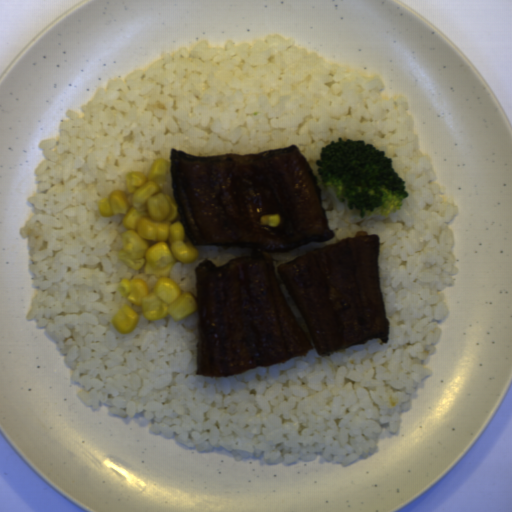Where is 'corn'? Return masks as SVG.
I'll return each instance as SVG.
<instances>
[{"label":"corn","instance_id":"obj_3","mask_svg":"<svg viewBox=\"0 0 512 512\" xmlns=\"http://www.w3.org/2000/svg\"><path fill=\"white\" fill-rule=\"evenodd\" d=\"M281 216L279 214H265L260 217V224L270 227H277L280 224Z\"/></svg>","mask_w":512,"mask_h":512},{"label":"corn","instance_id":"obj_1","mask_svg":"<svg viewBox=\"0 0 512 512\" xmlns=\"http://www.w3.org/2000/svg\"><path fill=\"white\" fill-rule=\"evenodd\" d=\"M97 207L104 218L123 216L119 260L156 278L152 290L144 279L119 283L122 294L141 309L143 318L158 322L171 316L177 322L196 312L197 299L181 290L170 276L177 261L194 264L199 255L180 218L171 164L157 158L146 173L131 171L125 177V188L111 190Z\"/></svg>","mask_w":512,"mask_h":512},{"label":"corn","instance_id":"obj_2","mask_svg":"<svg viewBox=\"0 0 512 512\" xmlns=\"http://www.w3.org/2000/svg\"><path fill=\"white\" fill-rule=\"evenodd\" d=\"M139 319L137 311L124 303L113 316L111 324L118 333L128 334L137 326Z\"/></svg>","mask_w":512,"mask_h":512}]
</instances>
